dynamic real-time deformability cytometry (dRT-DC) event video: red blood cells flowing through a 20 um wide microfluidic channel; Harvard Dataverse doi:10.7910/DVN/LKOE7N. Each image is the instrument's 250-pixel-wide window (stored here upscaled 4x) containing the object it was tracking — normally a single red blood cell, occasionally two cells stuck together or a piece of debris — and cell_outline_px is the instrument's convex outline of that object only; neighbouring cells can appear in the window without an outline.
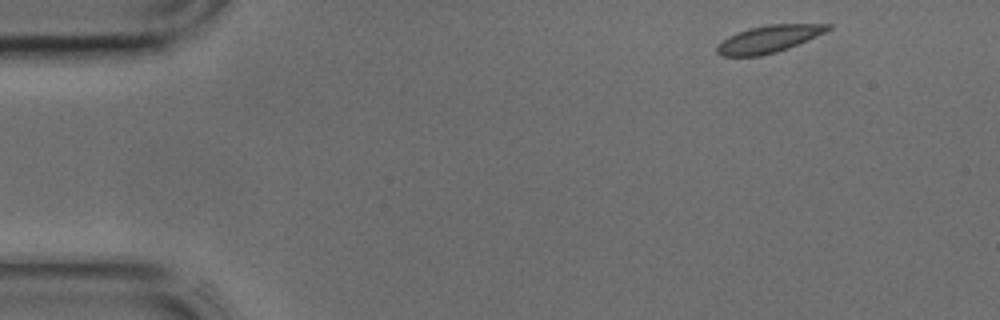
{"species": "common noctule bat (a hibernating species)", "species_latin": "Nyctalus noctula", "temperature_condition": "cold", "stored_images_in_passage": 8, "camera_frame_rate_fps": 3000, "um_per_image_px": 0.085, "animal": {"sex": "male", "body_mass_g": 17.9, "forearm_length_mm": 54.2}, "frame": {"image": 1, "passage_image": 1, "time_ms": 0.0, "image_size_px": [1000, 320], "cell_outline_px": [[832, 28], [816, 36], [788, 48], [776, 52], [760, 56], [720, 56], [716, 52], [716, 44], [728, 36], [736, 32], [748, 28], [768, 24], [832, 24]], "centroid_in_image_um": [65.28, 3.31], "position_along_channel_um": 19.7, "area_um2": 17.63}}